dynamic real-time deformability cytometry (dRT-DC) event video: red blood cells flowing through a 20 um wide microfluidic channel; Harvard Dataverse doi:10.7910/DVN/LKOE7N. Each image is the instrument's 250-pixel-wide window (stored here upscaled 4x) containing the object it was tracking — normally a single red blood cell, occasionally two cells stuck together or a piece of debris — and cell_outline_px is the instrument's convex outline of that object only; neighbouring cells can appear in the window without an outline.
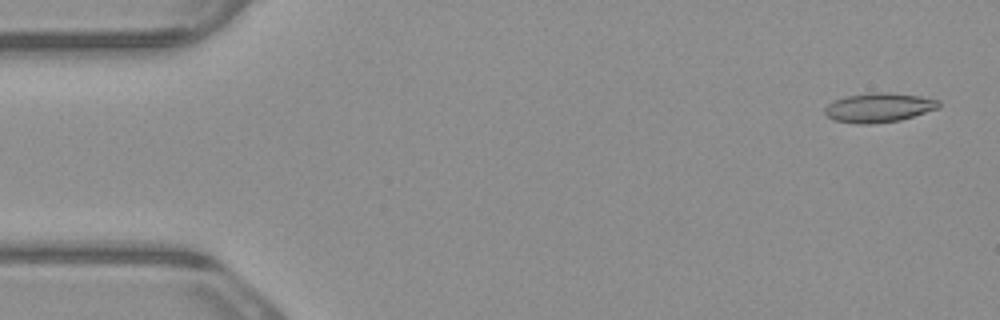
{"species": "common noctule bat (a hibernating species)", "species_latin": "Nyctalus noctula", "temperature_condition": "warm", "stored_images_in_passage": 4, "camera_frame_rate_fps": 3000, "um_per_image_px": 0.085, "animal": {"sex": "male", "body_mass_g": 23.1, "forearm_length_mm": 52.7}, "frame": {"image": 1, "passage_image": 1, "time_ms": 0.0, "image_size_px": [1000, 320], "cell_outline_px": [[940, 108], [900, 120], [872, 124], [856, 124], [832, 120], [824, 112], [824, 108], [828, 104], [836, 100], [848, 96], [872, 92], [888, 92], [920, 96], [940, 100]], "centroid_in_image_um": [74.72, 9.15], "position_along_channel_um": 10.3, "area_um2": 19.54}}
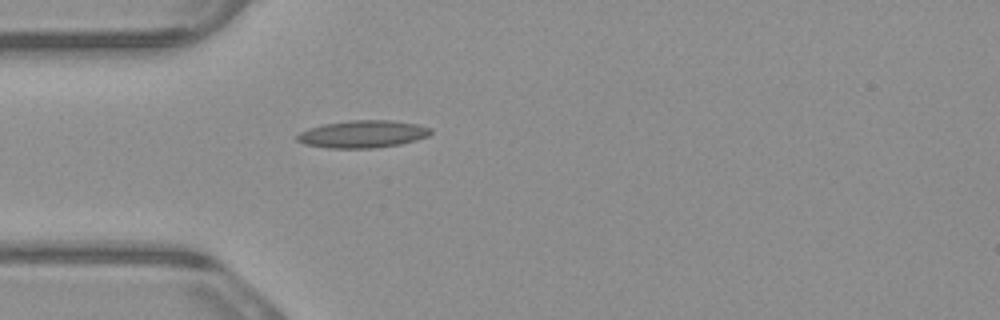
{"frame": {"image": 2, "passage_image": 4, "time_ms": 1.0, "image_size_px": [1000, 320], "cell_outline_px": [[432, 132], [428, 136], [416, 140], [400, 144], [376, 148], [328, 148], [304, 144], [296, 140], [296, 136], [300, 132], [308, 128], [324, 124], [348, 120], [392, 120], [416, 124], [432, 128]], "centroid_in_image_um": [30.83, 11.39], "position_along_channel_um": 54.2, "area_um2": 21.44}}